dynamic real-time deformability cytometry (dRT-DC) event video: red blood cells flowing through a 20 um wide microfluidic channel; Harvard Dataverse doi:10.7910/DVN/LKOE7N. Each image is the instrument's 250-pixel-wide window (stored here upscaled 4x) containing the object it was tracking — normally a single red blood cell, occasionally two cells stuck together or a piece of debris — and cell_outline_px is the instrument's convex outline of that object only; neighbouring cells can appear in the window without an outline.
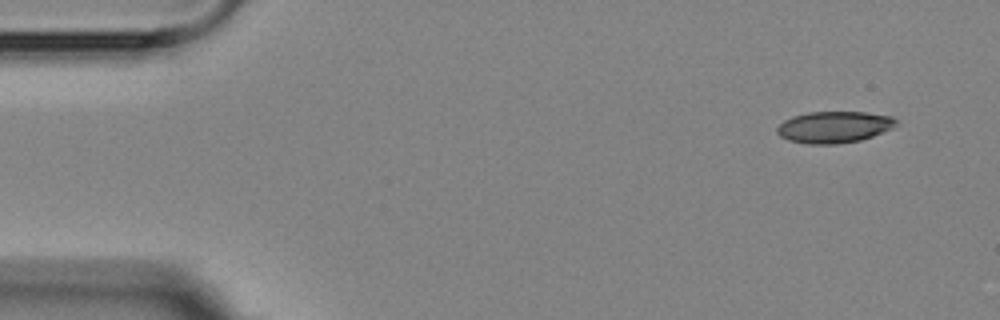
{"species": "Egyptian fruit bat (a non-hibernating species)", "species_latin": "Rousettus aegyptiacus", "temperature_condition": "room temperature", "stored_images_in_passage": 4, "camera_frame_rate_fps": 3000, "um_per_image_px": 0.085, "animal": {"sex": "female"}, "frame": {"image": 1, "passage_image": 1, "time_ms": 0.0, "image_size_px": [1000, 320], "cell_outline_px": [[900, 120], [892, 128], [872, 136], [860, 140], [836, 144], [808, 144], [788, 140], [780, 136], [776, 132], [776, 128], [784, 120], [792, 116], [808, 112], [864, 112], [892, 116]], "centroid_in_image_um": [70.89, 10.79], "position_along_channel_um": 14.1, "area_um2": 21.96}}
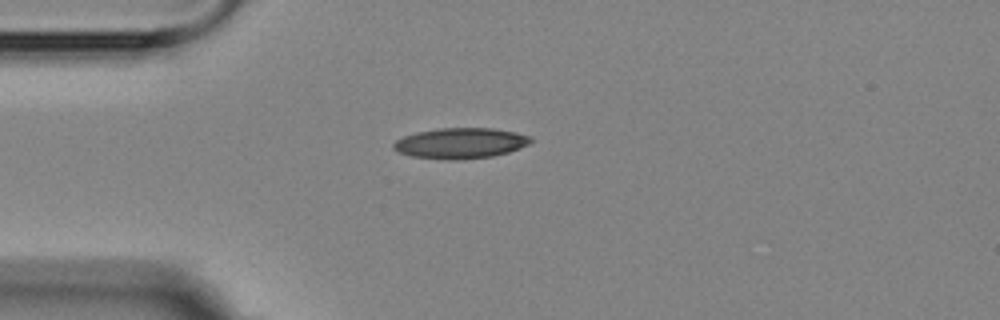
{"frame": {"image": 2, "passage_image": 4, "time_ms": 3.333, "image_size_px": [1000, 320], "cell_outline_px": [[532, 140], [528, 144], [520, 148], [508, 152], [492, 156], [456, 160], [444, 160], [412, 156], [396, 152], [392, 148], [392, 144], [396, 140], [404, 136], [416, 132], [440, 128], [492, 128], [516, 132], [532, 136]], "centroid_in_image_um": [39.12, 12.17], "position_along_channel_um": 45.9, "area_um2": 24.62}}